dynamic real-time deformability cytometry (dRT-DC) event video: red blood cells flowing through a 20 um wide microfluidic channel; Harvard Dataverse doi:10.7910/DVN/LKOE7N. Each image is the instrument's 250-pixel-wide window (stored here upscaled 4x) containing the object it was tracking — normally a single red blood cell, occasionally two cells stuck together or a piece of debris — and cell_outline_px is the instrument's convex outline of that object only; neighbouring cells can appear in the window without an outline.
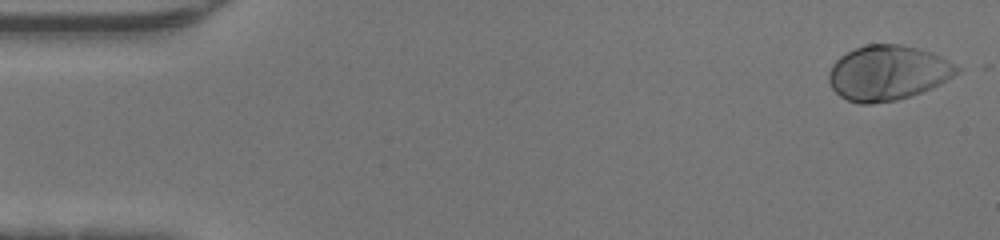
{"species": "human", "species_latin": "Homo sapiens", "temperature_condition": "warm", "stored_images_in_passage": 46, "camera_frame_rate_fps": 3000, "um_per_image_px": 0.085, "donor": {"sex": "male"}, "frame": {"image": 1, "passage_image": 1, "time_ms": 0.0, "image_size_px": [1000, 240], "cell_outline_px": [[960, 68], [952, 76], [940, 84], [932, 88], [896, 100], [872, 104], [860, 104], [848, 100], [840, 96], [832, 88], [828, 80], [828, 72], [832, 64], [840, 56], [856, 48], [868, 44], [904, 44], [920, 48], [932, 52], [956, 64]], "centroid_in_image_um": [75.44, 6.18], "position_along_channel_um": 9.6, "area_um2": 40.98}}
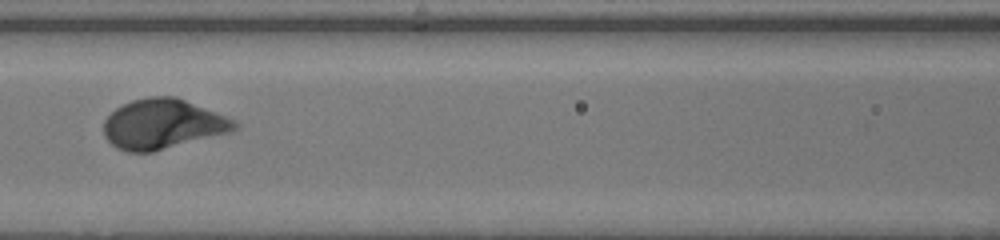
{"frame": {"image": 2, "passage_image": 20, "time_ms": 6.333, "image_size_px": [1000, 240], "cell_outline_px": [[240, 128], [232, 132], [152, 152], [128, 152], [116, 148], [104, 136], [104, 120], [116, 108], [132, 100], [148, 96], [176, 96], [236, 120], [240, 124]], "centroid_in_image_um": [13.87, 10.55], "position_along_channel_um": 152.7, "area_um2": 38.26}}
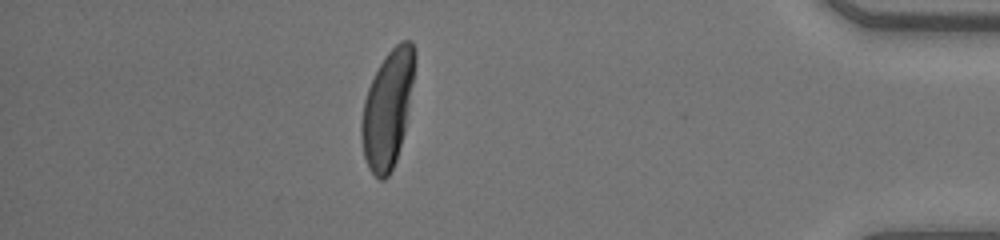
{"frame": {"image": 3, "passage_image": 40, "time_ms": 13.0, "image_size_px": [1000, 240], "cell_outline_px": [[416, 60], [404, 132], [396, 160], [388, 176], [384, 180], [380, 180], [368, 168], [364, 156], [360, 132], [360, 124], [364, 100], [368, 88], [384, 56], [400, 40], [412, 40], [416, 52]], "centroid_in_image_um": [32.94, 9.23], "position_along_channel_um": 402.3, "area_um2": 36.13}}